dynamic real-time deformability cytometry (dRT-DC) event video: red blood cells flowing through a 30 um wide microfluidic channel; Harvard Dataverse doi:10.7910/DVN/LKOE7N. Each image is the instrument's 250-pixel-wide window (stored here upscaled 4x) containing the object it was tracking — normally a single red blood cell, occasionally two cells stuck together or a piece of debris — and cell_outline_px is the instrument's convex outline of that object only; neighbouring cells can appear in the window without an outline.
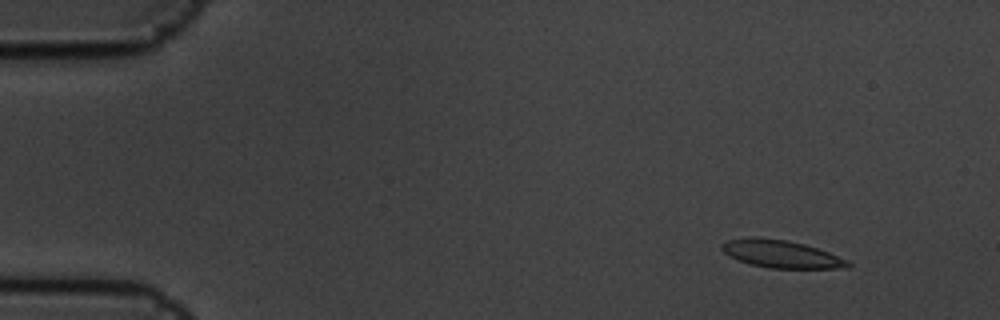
{"species": "common noctule bat (a hibernating species)", "species_latin": "Nyctalus noctula", "temperature_condition": "cold", "stored_images_in_passage": 5, "camera_frame_rate_fps": 3000, "um_per_image_px": 0.085, "animal": {"sex": "male", "body_mass_g": 19.5, "forearm_length_mm": 54.6}, "frame": {"image": 1, "passage_image": 2, "time_ms": 0.333, "image_size_px": [1000, 320], "cell_outline_px": [[852, 264], [848, 268], [768, 268], [736, 260], [724, 252], [720, 248], [720, 244], [728, 240], [752, 236], [756, 236], [788, 240], [804, 244], [828, 252], [848, 260]], "centroid_in_image_um": [66.37, 21.58], "position_along_channel_um": 18.6, "area_um2": 20.4}}
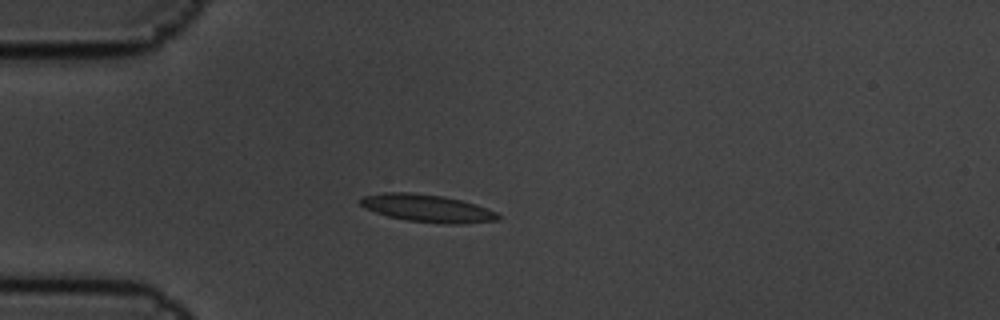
{"frame": {"image": 2, "passage_image": 5, "time_ms": 1.333, "image_size_px": [1000, 320], "cell_outline_px": [[500, 220], [464, 224], [444, 224], [408, 220], [388, 216], [364, 208], [360, 204], [360, 200], [364, 196], [384, 192], [412, 192], [444, 196], [476, 204], [488, 208], [496, 212], [500, 216]], "centroid_in_image_um": [36.36, 17.7], "position_along_channel_um": 48.6, "area_um2": 22.2}}